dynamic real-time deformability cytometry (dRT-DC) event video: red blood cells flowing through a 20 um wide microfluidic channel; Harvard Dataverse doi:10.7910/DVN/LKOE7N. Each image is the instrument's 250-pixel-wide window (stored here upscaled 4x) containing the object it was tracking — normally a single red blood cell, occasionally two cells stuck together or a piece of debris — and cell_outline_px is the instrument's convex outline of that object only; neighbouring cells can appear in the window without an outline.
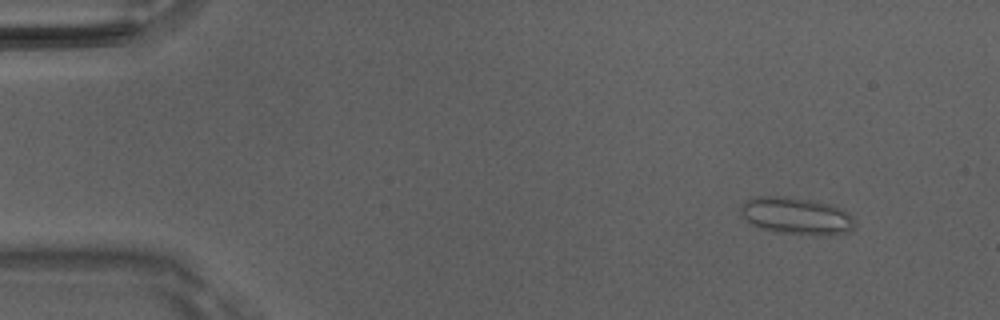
{"species": "Egyptian fruit bat (a non-hibernating species)", "species_latin": "Rousettus aegyptiacus", "temperature_condition": "room temperature", "stored_images_in_passage": 46, "camera_frame_rate_fps": 3000, "um_per_image_px": 0.085, "animal": {"sex": "male"}, "frame": {"image": 1, "passage_image": 1, "time_ms": 0.0, "image_size_px": [1000, 320], "cell_outline_px": [[856, 228], [852, 232], [824, 236], [816, 236], [776, 232], [760, 228], [752, 224], [740, 212], [740, 208], [752, 196], [788, 196], [832, 204], [848, 212], [856, 220]], "centroid_in_image_um": [67.78, 18.37], "position_along_channel_um": 17.2, "area_um2": 25.2}}
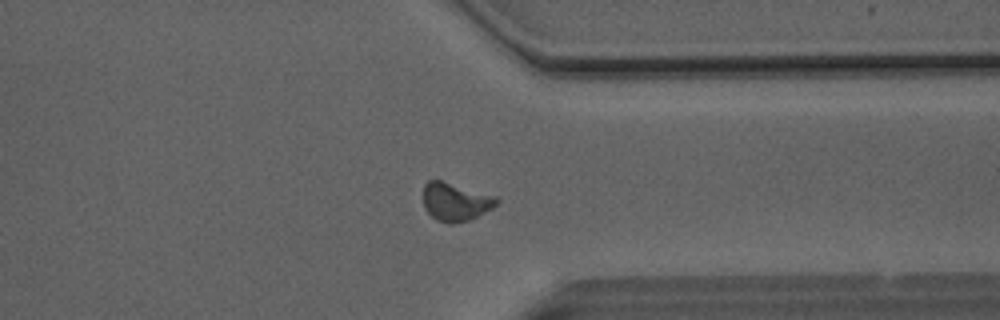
{"frame": {"image": 2, "passage_image": 35, "time_ms": 11.333, "image_size_px": [1000, 320], "cell_outline_px": [[500, 200], [492, 208], [468, 220], [452, 224], [448, 224], [436, 220], [424, 208], [424, 184], [428, 180], [440, 180], [496, 196]], "centroid_in_image_um": [38.7, 17.16], "position_along_channel_um": 372.7, "area_um2": 16.18}}
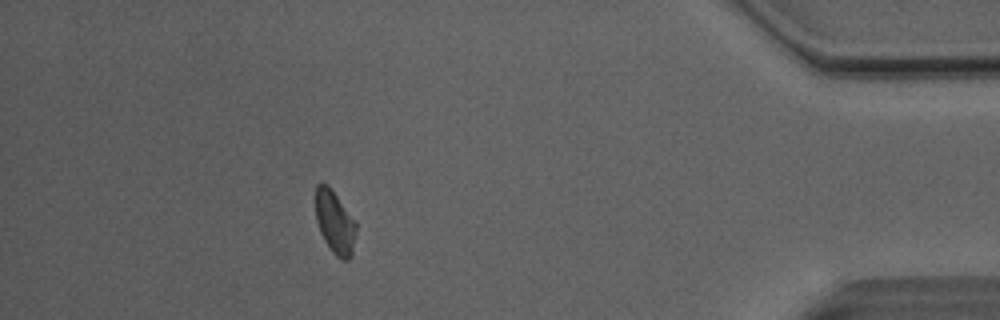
{"frame": {"image": 3, "passage_image": 41, "time_ms": 13.333, "image_size_px": [1000, 320], "cell_outline_px": [[356, 232], [352, 256], [348, 260], [340, 260], [332, 252], [324, 240], [320, 232], [316, 220], [316, 184], [320, 180], [328, 184], [356, 224]], "centroid_in_image_um": [28.44, 18.91], "position_along_channel_um": 406.8, "area_um2": 14.85}, "authors_computed_cell_mechanics": {"area_um2": 16.2129, "velocity_mm_per_s": 4.0961, "shape_relaxation_time_tau1_ms": 6.3317, "shape_relaxation_time_tau2_ms": 1.5376, "deformation_change_tau1": 0.1157, "deformation_change_tau2": 0.0843}}